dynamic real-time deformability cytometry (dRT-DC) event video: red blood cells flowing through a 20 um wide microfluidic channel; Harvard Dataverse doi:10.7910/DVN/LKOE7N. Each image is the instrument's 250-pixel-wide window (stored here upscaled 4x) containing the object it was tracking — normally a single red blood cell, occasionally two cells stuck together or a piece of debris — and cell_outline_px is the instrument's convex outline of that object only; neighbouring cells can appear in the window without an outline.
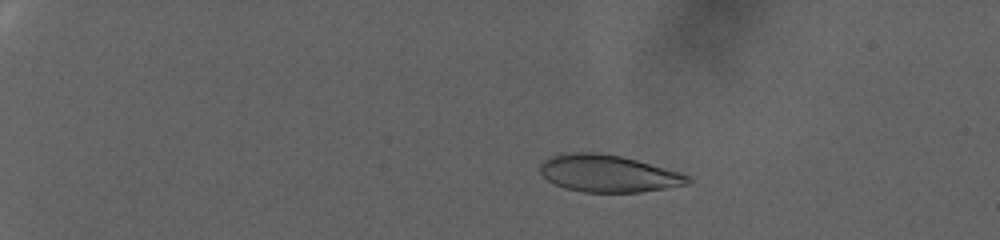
{"species": "human", "species_latin": "Homo sapiens", "temperature_condition": "warm", "stored_images_in_passage": 89, "camera_frame_rate_fps": 3000, "um_per_image_px": 0.085, "donor": {"sex": "female"}, "frame": {"image": 1, "passage_image": 21, "time_ms": 6.667, "image_size_px": [1000, 240], "cell_outline_px": [[692, 184], [640, 192], [584, 192], [564, 188], [548, 180], [540, 172], [540, 164], [544, 160], [552, 156], [564, 152], [600, 152], [620, 156], [636, 160], [680, 172], [688, 176], [692, 180]], "centroid_in_image_um": [51.7, 14.74], "position_along_channel_um": 33.3, "area_um2": 32.02}}
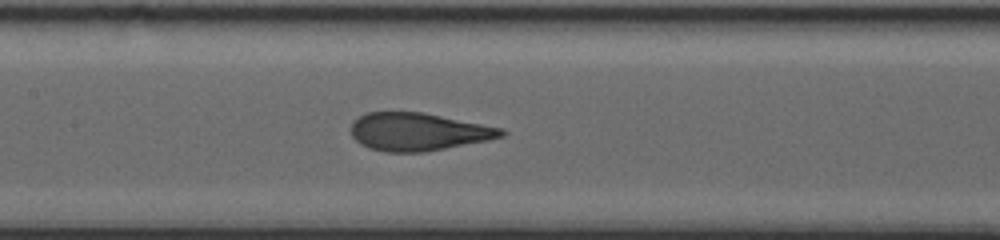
{"frame": {"image": 2, "passage_image": 51, "time_ms": 16.667, "image_size_px": [1000, 240], "cell_outline_px": [[508, 132], [504, 136], [488, 140], [424, 152], [384, 152], [368, 148], [360, 144], [352, 136], [352, 120], [364, 112], [424, 112], [504, 128]], "centroid_in_image_um": [35.55, 11.19], "position_along_channel_um": 171.9, "area_um2": 33.41}}
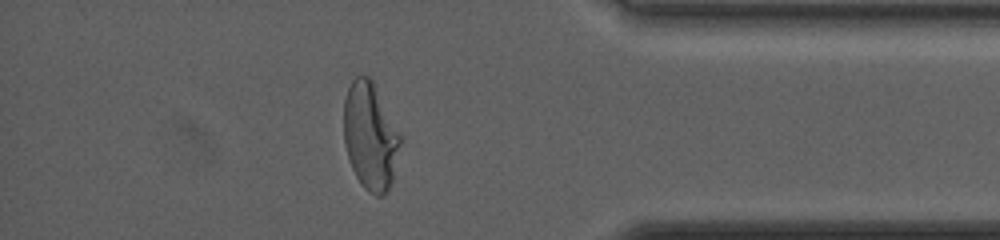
{"frame": {"image": 3, "passage_image": 80, "time_ms": 26.333, "image_size_px": [1000, 240], "cell_outline_px": [[400, 144], [392, 180], [388, 192], [380, 196], [376, 196], [368, 192], [360, 184], [352, 168], [344, 144], [344, 100], [348, 88], [352, 80], [356, 76], [368, 76], [372, 80], [400, 136]], "centroid_in_image_um": [31.44, 11.61], "position_along_channel_um": 403.8, "area_um2": 34.8}, "authors_computed_cell_mechanics": {"area_um2": 33.524, "velocity_mm_per_s": 2.5618, "shape_relaxation_time_tau1_ms": 7.106, "shape_relaxation_time_tau2_ms": null, "deformation_change_tau1": 0.2303, "deformation_change_tau2": null}}